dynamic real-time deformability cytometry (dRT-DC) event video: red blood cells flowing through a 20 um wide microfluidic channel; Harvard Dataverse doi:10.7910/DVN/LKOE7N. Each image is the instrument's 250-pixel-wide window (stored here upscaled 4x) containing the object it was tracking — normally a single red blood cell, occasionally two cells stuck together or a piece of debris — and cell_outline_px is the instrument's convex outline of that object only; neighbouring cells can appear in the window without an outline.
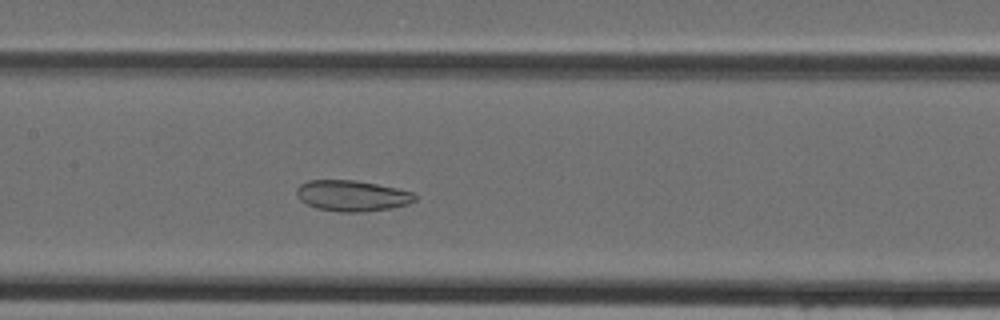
{"species": "Egyptian fruit bat (a non-hibernating species)", "species_latin": "Rousettus aegyptiacus", "temperature_condition": "cold", "stored_images_in_passage": 41, "camera_frame_rate_fps": 3000, "um_per_image_px": 0.085, "animal": {"sex": "female"}, "frame": {"image": 1, "passage_image": 18, "time_ms": 5.667, "image_size_px": [1000, 320], "cell_outline_px": [[416, 200], [408, 204], [392, 208], [360, 212], [340, 212], [316, 208], [300, 200], [296, 196], [296, 188], [300, 184], [308, 180], [356, 180], [396, 188], [412, 192], [416, 196]], "centroid_in_image_um": [29.9, 16.64], "position_along_channel_um": 177.5, "area_um2": 21.33}}
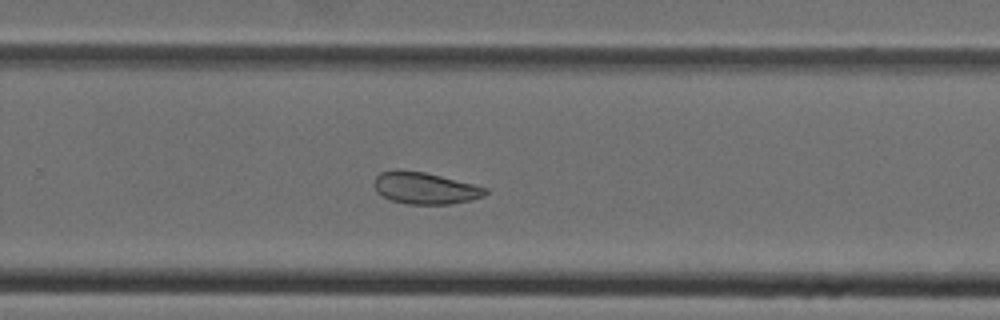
{"frame": {"image": 2, "passage_image": 26, "time_ms": 8.333, "image_size_px": [1000, 320], "cell_outline_px": [[488, 192], [484, 196], [472, 200], [452, 204], [408, 204], [392, 200], [376, 192], [372, 184], [376, 176], [380, 172], [396, 168], [400, 168], [424, 172], [488, 188]], "centroid_in_image_um": [36.08, 15.98], "position_along_channel_um": 293.7, "area_um2": 20.81}}
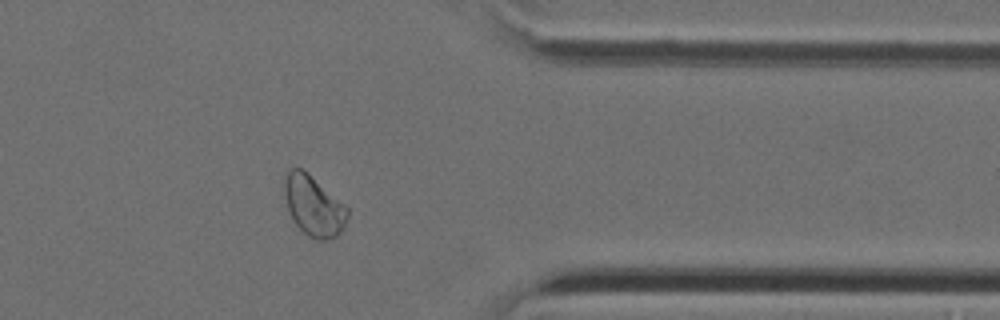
{"frame": {"image": 3, "passage_image": 33, "time_ms": 10.667, "image_size_px": [1000, 320], "cell_outline_px": [[348, 216], [344, 228], [336, 236], [324, 240], [316, 240], [308, 236], [292, 220], [288, 212], [284, 192], [284, 184], [288, 172], [292, 168], [300, 168], [344, 204], [348, 208]], "centroid_in_image_um": [26.65, 17.55], "position_along_channel_um": 384.7, "area_um2": 21.68}}